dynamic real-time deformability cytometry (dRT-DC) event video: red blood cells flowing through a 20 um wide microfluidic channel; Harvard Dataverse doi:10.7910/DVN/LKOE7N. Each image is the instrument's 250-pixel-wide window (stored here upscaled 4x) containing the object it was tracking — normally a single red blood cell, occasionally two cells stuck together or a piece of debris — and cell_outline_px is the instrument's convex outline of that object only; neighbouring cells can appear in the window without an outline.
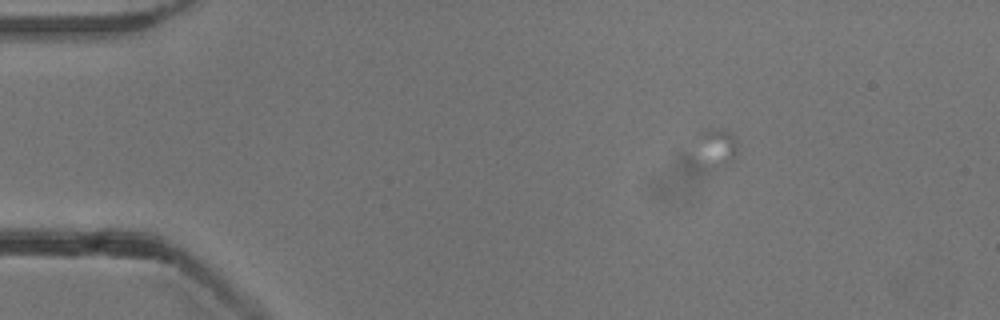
{"species": "common noctule bat (a hibernating species)", "species_latin": "Nyctalus noctula", "temperature_condition": "cold", "stored_images_in_passage": 2, "camera_frame_rate_fps": 3000, "um_per_image_px": 0.085, "animal": {"sex": "male", "body_mass_g": 13.3}, "frame": {"image": 1, "passage_image": 1, "time_ms": 0.0, "image_size_px": [1000, 320], "cell_outline_px": [[736, 156], [728, 168], [708, 172], [700, 168], [700, 132], [704, 128], [724, 128], [732, 132], [736, 136]], "centroid_in_image_um": [60.94, 12.66], "position_along_channel_um": 24.1, "area_um2": 10.12}}